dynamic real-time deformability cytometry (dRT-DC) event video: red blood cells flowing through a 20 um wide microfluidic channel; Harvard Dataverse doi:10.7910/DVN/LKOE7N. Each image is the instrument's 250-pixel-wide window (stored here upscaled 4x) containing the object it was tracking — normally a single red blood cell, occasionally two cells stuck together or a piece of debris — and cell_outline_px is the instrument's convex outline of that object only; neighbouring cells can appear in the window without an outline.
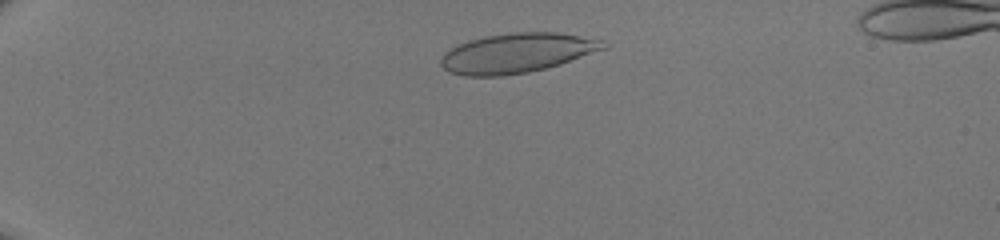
{"species": "human", "species_latin": "Homo sapiens", "temperature_condition": "room temperature", "stored_images_in_passage": 42, "camera_frame_rate_fps": 3000, "um_per_image_px": 0.085, "donor": {"sex": "male"}, "frame": {"image": 1, "passage_image": 6, "time_ms": 1.667, "image_size_px": [1000, 240], "cell_outline_px": [[612, 44], [608, 48], [560, 64], [528, 72], [500, 76], [464, 76], [448, 72], [440, 64], [440, 60], [444, 52], [468, 40], [484, 36], [516, 32], [556, 32], [600, 40]], "centroid_in_image_um": [43.94, 4.51], "position_along_channel_um": 41.1, "area_um2": 37.51}}
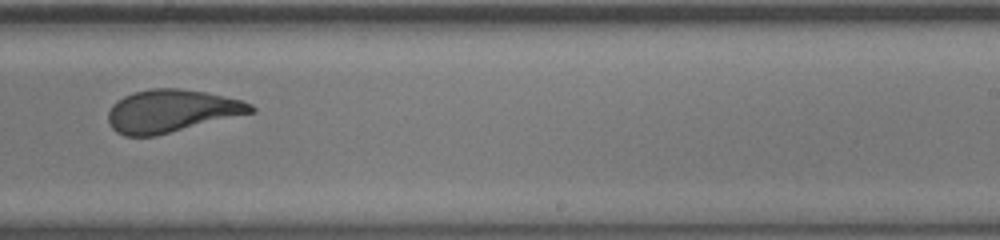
{"frame": {"image": 2, "passage_image": 27, "time_ms": 8.667, "image_size_px": [1000, 240], "cell_outline_px": [[256, 112], [156, 136], [124, 136], [116, 132], [112, 128], [108, 120], [108, 112], [112, 104], [116, 100], [124, 96], [136, 92], [152, 88], [176, 88], [204, 92], [240, 100], [252, 104], [256, 108]], "centroid_in_image_um": [14.57, 9.45], "position_along_channel_um": 274.4, "area_um2": 35.49}}
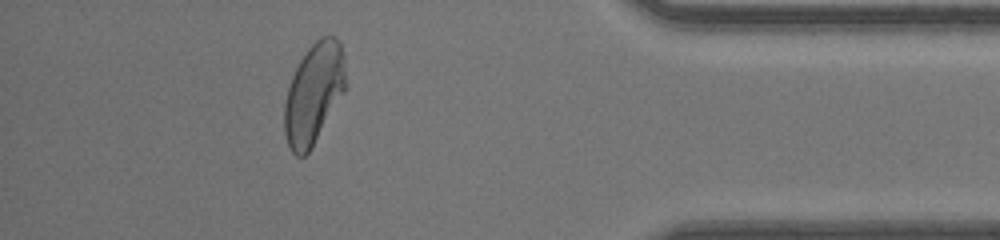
{"frame": {"image": 3, "passage_image": 38, "time_ms": 12.333, "image_size_px": [1000, 240], "cell_outline_px": [[348, 88], [312, 148], [304, 156], [296, 156], [288, 148], [284, 132], [284, 104], [288, 88], [292, 76], [300, 60], [308, 48], [316, 40], [324, 36], [336, 36], [340, 40], [344, 56]], "centroid_in_image_um": [26.71, 7.96], "position_along_channel_um": 408.5, "area_um2": 36.7}}